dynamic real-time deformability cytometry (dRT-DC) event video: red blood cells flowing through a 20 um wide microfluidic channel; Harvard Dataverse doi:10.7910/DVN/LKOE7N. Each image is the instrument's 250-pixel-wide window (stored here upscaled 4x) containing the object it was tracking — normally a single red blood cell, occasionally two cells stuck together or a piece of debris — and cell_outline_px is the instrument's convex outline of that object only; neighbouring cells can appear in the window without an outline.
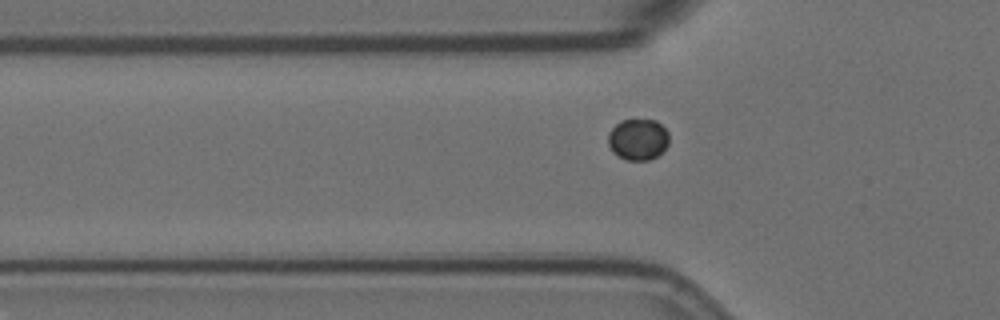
{"species": "Egyptian fruit bat (a non-hibernating species)", "species_latin": "Rousettus aegyptiacus", "temperature_condition": "room temperature", "stored_images_in_passage": 42, "camera_frame_rate_fps": 3000, "um_per_image_px": 0.085, "animal": {"sex": "female"}, "frame": {"image": 1, "passage_image": 6, "time_ms": 1.667, "image_size_px": [1000, 320], "cell_outline_px": [[668, 144], [656, 156], [648, 160], [628, 160], [612, 152], [608, 144], [608, 132], [620, 120], [656, 120], [668, 132]], "centroid_in_image_um": [54.2, 11.84], "position_along_channel_um": 71.6, "area_um2": 14.51}}
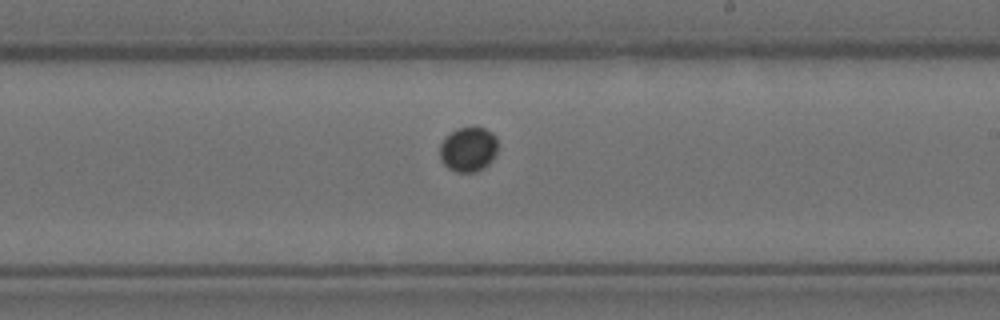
{"frame": {"image": 2, "passage_image": 21, "time_ms": 6.667, "image_size_px": [1000, 320], "cell_outline_px": [[496, 152], [492, 160], [484, 168], [476, 172], [456, 172], [448, 168], [440, 160], [440, 144], [444, 136], [456, 128], [476, 124], [492, 132], [496, 136]], "centroid_in_image_um": [39.78, 12.65], "position_along_channel_um": 249.2, "area_um2": 15.61}}
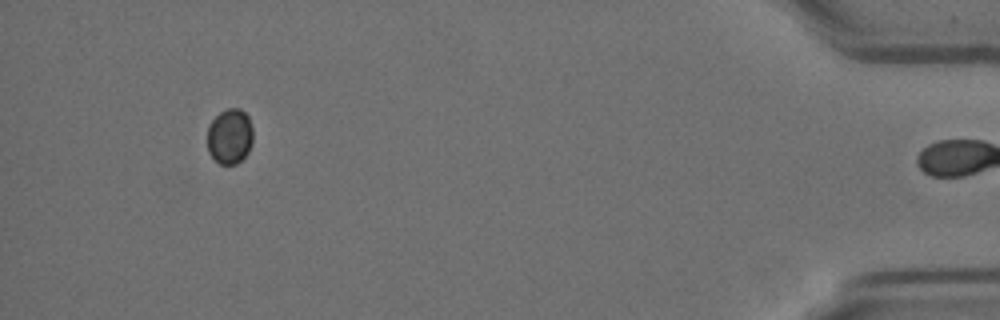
{"frame": {"image": 3, "passage_image": 41, "time_ms": 13.333, "image_size_px": [1000, 320], "cell_outline_px": [[252, 144], [248, 152], [236, 164], [220, 164], [208, 152], [208, 128], [212, 120], [220, 112], [228, 108], [240, 108], [248, 116], [252, 128]], "centroid_in_image_um": [19.54, 11.58], "position_along_channel_um": 415.7, "area_um2": 14.62}}